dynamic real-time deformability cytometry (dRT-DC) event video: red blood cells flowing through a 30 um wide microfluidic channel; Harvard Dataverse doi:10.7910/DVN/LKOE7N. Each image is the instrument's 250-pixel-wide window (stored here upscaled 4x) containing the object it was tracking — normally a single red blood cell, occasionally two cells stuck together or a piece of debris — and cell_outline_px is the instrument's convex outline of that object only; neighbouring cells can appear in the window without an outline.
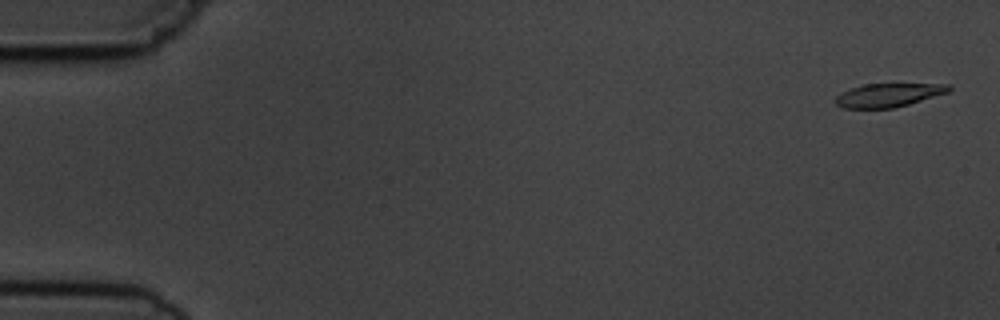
{"species": "common noctule bat (a hibernating species)", "species_latin": "Nyctalus noctula", "temperature_condition": "cold", "stored_images_in_passage": 5, "camera_frame_rate_fps": 3000, "um_per_image_px": 0.085, "animal": {"sex": "male", "body_mass_g": 19.5, "forearm_length_mm": 54.6}, "frame": {"image": 1, "passage_image": 1, "time_ms": 0.0, "image_size_px": [1000, 320], "cell_outline_px": [[952, 88], [948, 92], [908, 104], [892, 108], [844, 108], [836, 104], [832, 100], [840, 92], [864, 84], [952, 84]], "centroid_in_image_um": [75.48, 8.08], "position_along_channel_um": 9.5, "area_um2": 15.49}}
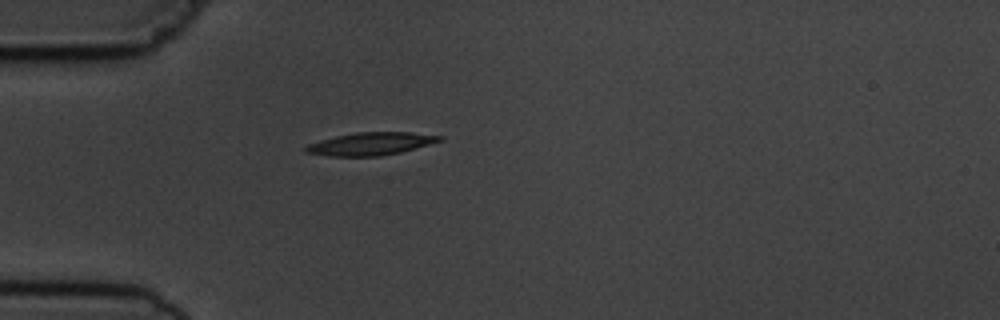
{"frame": {"image": 2, "passage_image": 5, "time_ms": 4.667, "image_size_px": [1000, 320], "cell_outline_px": [[444, 140], [416, 148], [400, 152], [380, 156], [328, 156], [304, 152], [304, 148], [308, 144], [320, 140], [336, 136], [356, 132], [412, 132], [444, 136]], "centroid_in_image_um": [31.53, 12.22], "position_along_channel_um": 53.5, "area_um2": 17.8}}